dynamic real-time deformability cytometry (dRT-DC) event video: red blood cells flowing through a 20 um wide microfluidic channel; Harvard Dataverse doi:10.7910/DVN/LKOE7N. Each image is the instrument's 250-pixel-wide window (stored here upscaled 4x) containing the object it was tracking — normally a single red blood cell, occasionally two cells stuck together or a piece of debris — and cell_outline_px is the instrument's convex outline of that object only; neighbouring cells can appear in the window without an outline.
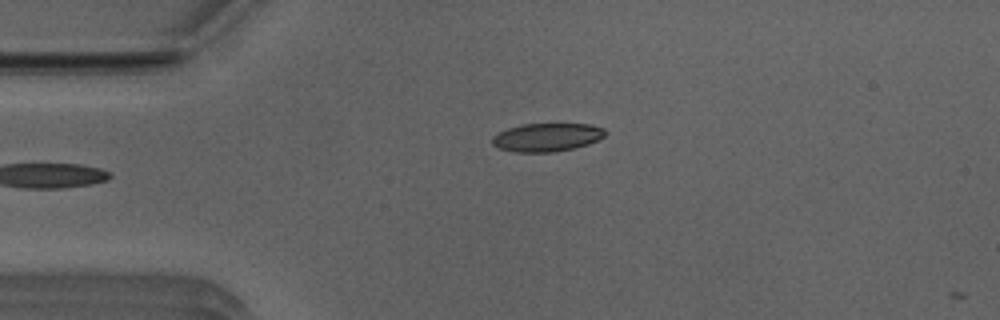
{"species": "Egyptian fruit bat (a non-hibernating species)", "species_latin": "Rousettus aegyptiacus", "temperature_condition": "room temperature", "stored_images_in_passage": 7, "camera_frame_rate_fps": 3000, "um_per_image_px": 0.085, "animal": {"sex": "male"}, "frame": {"image": 1, "passage_image": 1, "time_ms": 0.0, "image_size_px": [1000, 320], "cell_outline_px": [[604, 136], [588, 144], [572, 148], [552, 152], [512, 152], [500, 148], [492, 144], [492, 136], [496, 132], [508, 128], [524, 124], [588, 124], [604, 128]], "centroid_in_image_um": [46.43, 11.67], "position_along_channel_um": 38.6, "area_um2": 18.5}}